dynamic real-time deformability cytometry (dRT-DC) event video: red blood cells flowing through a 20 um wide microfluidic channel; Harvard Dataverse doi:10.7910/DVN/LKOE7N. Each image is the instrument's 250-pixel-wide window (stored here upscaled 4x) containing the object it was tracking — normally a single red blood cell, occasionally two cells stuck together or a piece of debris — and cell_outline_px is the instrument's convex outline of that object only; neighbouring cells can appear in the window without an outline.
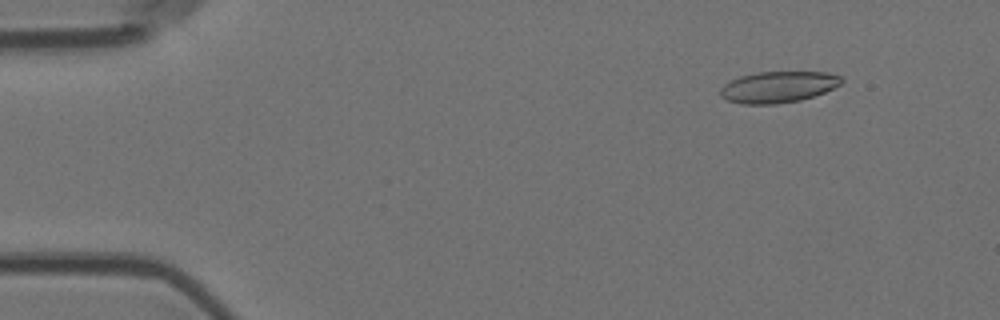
{"species": "Egyptian fruit bat (a non-hibernating species)", "species_latin": "Rousettus aegyptiacus", "temperature_condition": "room temperature", "stored_images_in_passage": 6, "camera_frame_rate_fps": 3000, "um_per_image_px": 0.085, "animal": {"sex": "female"}, "frame": {"image": 1, "passage_image": 2, "time_ms": 0.333, "image_size_px": [1000, 320], "cell_outline_px": [[844, 80], [840, 84], [824, 92], [800, 100], [776, 104], [744, 104], [728, 100], [720, 96], [720, 88], [724, 84], [740, 76], [760, 72], [828, 72], [840, 76]], "centroid_in_image_um": [66.14, 7.39], "position_along_channel_um": 18.9, "area_um2": 21.91}}
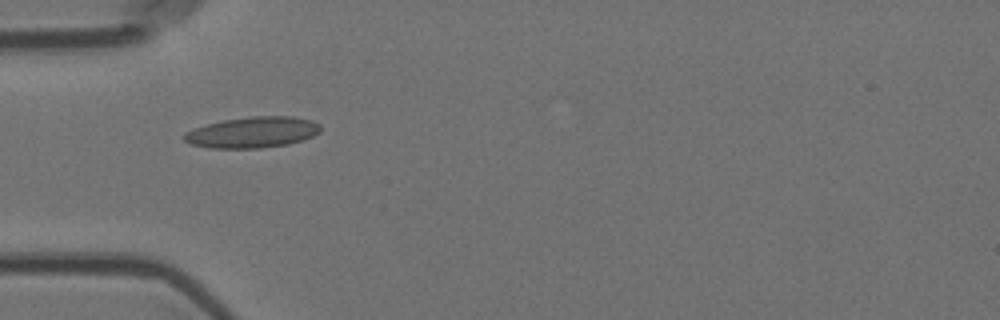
{"frame": {"image": 2, "passage_image": 5, "time_ms": 1.333, "image_size_px": [1000, 320], "cell_outline_px": [[320, 132], [304, 140], [288, 144], [260, 148], [208, 148], [192, 144], [184, 140], [184, 132], [192, 128], [224, 120], [252, 116], [292, 116], [312, 120], [320, 124]], "centroid_in_image_um": [21.48, 11.24], "position_along_channel_um": 63.5, "area_um2": 24.68}}
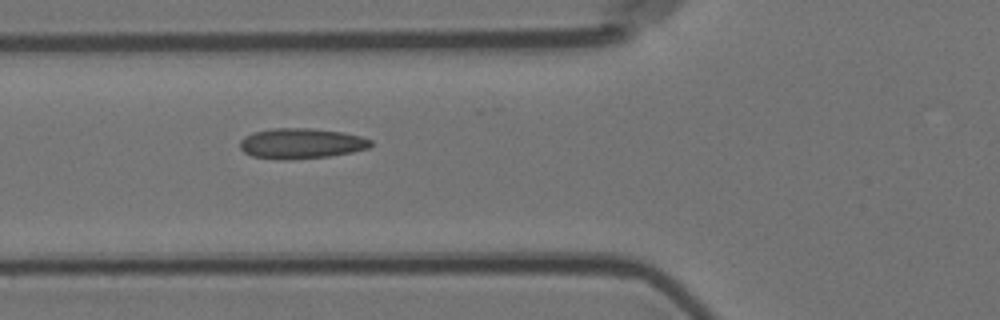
{"frame": {"image": 3, "passage_image": 6, "time_ms": 1.667, "image_size_px": [1000, 320], "cell_outline_px": [[372, 144], [368, 148], [352, 152], [328, 156], [288, 160], [280, 160], [252, 156], [244, 152], [240, 148], [240, 140], [244, 136], [252, 132], [272, 128], [308, 128], [344, 132], [360, 136], [372, 140]], "centroid_in_image_um": [25.57, 12.19], "position_along_channel_um": 100.2, "area_um2": 23.29}}